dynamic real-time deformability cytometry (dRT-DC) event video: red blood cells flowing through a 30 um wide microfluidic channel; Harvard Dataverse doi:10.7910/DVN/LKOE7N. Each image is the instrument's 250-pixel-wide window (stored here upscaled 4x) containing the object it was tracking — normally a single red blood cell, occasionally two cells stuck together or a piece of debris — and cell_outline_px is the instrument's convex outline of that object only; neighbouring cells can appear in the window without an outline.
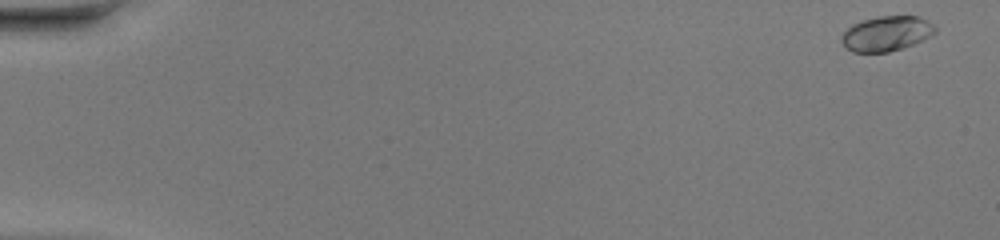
{"species": "common noctule bat (a hibernating species)", "species_latin": "Nyctalus noctula", "temperature_condition": "warm", "stored_images_in_passage": 48, "camera_frame_rate_fps": 3000, "um_per_image_px": 0.085, "animal": {"sex": "female", "body_mass_g": 20.0, "forearm_length_mm": 54.0}, "frame": {"image": 1, "passage_image": 1, "time_ms": 0.0, "image_size_px": [1000, 240], "cell_outline_px": [[936, 32], [932, 36], [912, 44], [888, 52], [852, 52], [844, 48], [840, 40], [840, 36], [852, 24], [864, 20], [880, 16], [920, 16], [928, 20], [936, 28]], "centroid_in_image_um": [75.33, 2.85], "position_along_channel_um": 9.7, "area_um2": 19.13}}
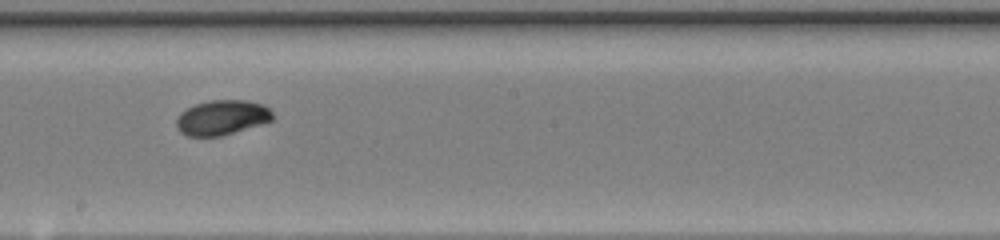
{"frame": {"image": 2, "passage_image": 28, "time_ms": 9.0, "image_size_px": [1000, 240], "cell_outline_px": [[272, 120], [260, 124], [220, 136], [188, 136], [180, 132], [176, 128], [176, 120], [180, 112], [196, 104], [212, 100], [248, 100], [260, 104], [268, 108], [272, 112]], "centroid_in_image_um": [18.82, 9.99], "position_along_channel_um": 229.4, "area_um2": 19.31}}
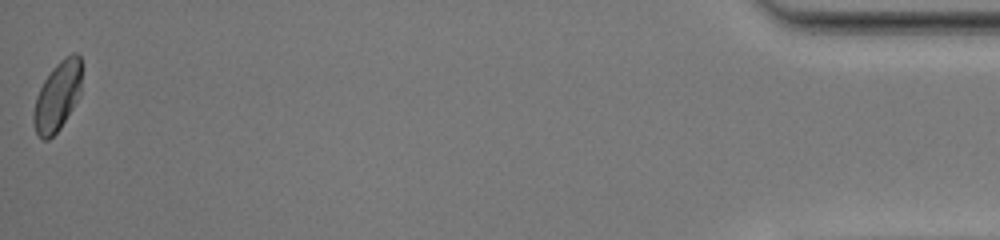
{"frame": {"image": 3, "passage_image": 48, "time_ms": 15.667, "image_size_px": [1000, 240], "cell_outline_px": [[80, 96], [60, 128], [48, 140], [44, 140], [36, 132], [32, 120], [32, 112], [36, 96], [44, 80], [56, 64], [60, 60], [72, 52], [76, 52], [80, 56]], "centroid_in_image_um": [4.86, 8.19], "position_along_channel_um": 430.3, "area_um2": 19.31}, "authors_computed_cell_mechanics": {"area_um2": 19.2185, "velocity_mm_per_s": 4.3247, "shape_relaxation_time_tau1_ms": 2.4122, "shape_relaxation_time_tau2_ms": 2.3793, "deformation_change_tau1": 0.1004, "deformation_change_tau2": 0.0365}}